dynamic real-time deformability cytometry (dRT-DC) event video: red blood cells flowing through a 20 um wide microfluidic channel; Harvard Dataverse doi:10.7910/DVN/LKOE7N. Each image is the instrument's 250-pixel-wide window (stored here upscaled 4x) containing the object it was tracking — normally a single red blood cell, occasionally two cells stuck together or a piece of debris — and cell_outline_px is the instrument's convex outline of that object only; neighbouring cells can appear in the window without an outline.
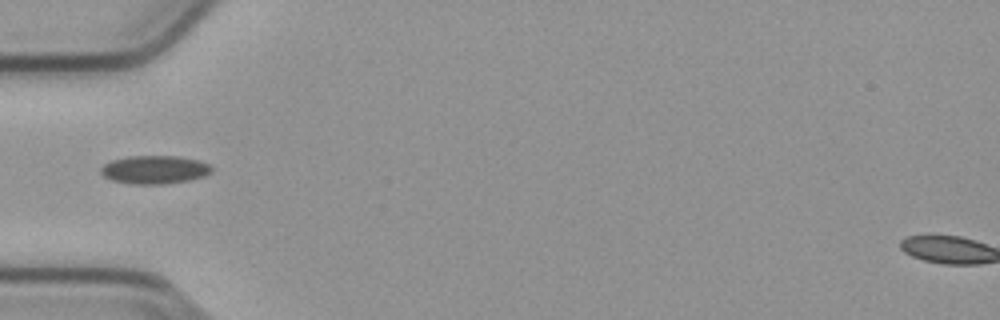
{"species": "common noctule bat (a hibernating species)", "species_latin": "Nyctalus noctula", "temperature_condition": "cold", "stored_images_in_passage": 4, "camera_frame_rate_fps": 3000, "um_per_image_px": 0.085, "animal": {"sex": "male", "body_mass_g": 23.1, "forearm_length_mm": 52.7}, "frame": {"image": 1, "passage_image": 1, "time_ms": 0.0, "image_size_px": [1000, 320], "cell_outline_px": [[212, 172], [204, 176], [188, 180], [164, 184], [132, 184], [112, 180], [104, 176], [100, 172], [100, 168], [104, 164], [112, 160], [128, 156], [176, 156], [196, 160], [208, 164], [212, 168]], "centroid_in_image_um": [13.11, 14.42], "position_along_channel_um": 71.9, "area_um2": 18.15}}